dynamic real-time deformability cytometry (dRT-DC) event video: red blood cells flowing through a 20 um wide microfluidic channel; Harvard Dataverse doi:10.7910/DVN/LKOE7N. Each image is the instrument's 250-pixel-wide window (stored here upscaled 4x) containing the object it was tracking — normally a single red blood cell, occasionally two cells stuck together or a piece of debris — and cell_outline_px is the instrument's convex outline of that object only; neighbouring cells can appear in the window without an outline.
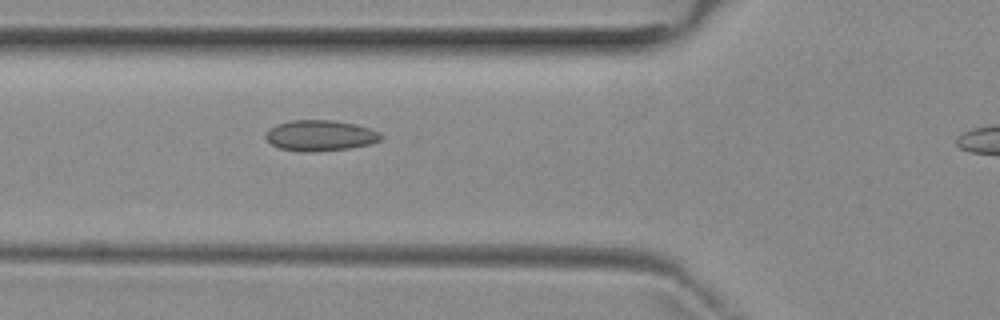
{"species": "common noctule bat (a hibernating species)", "species_latin": "Nyctalus noctula", "temperature_condition": "room temperature", "stored_images_in_passage": 4, "camera_frame_rate_fps": 3000, "um_per_image_px": 0.085, "animal": {"sex": "female", "body_mass_g": 29.2, "forearm_length_mm": 56.3}, "frame": {"image": 1, "passage_image": 3, "time_ms": 2.333, "image_size_px": [1000, 320], "cell_outline_px": [[384, 136], [380, 140], [372, 144], [348, 148], [316, 152], [300, 152], [280, 148], [272, 144], [264, 136], [276, 124], [288, 120], [332, 120], [356, 124], [380, 132]], "centroid_in_image_um": [27.24, 11.52], "position_along_channel_um": 98.6, "area_um2": 20.75}}